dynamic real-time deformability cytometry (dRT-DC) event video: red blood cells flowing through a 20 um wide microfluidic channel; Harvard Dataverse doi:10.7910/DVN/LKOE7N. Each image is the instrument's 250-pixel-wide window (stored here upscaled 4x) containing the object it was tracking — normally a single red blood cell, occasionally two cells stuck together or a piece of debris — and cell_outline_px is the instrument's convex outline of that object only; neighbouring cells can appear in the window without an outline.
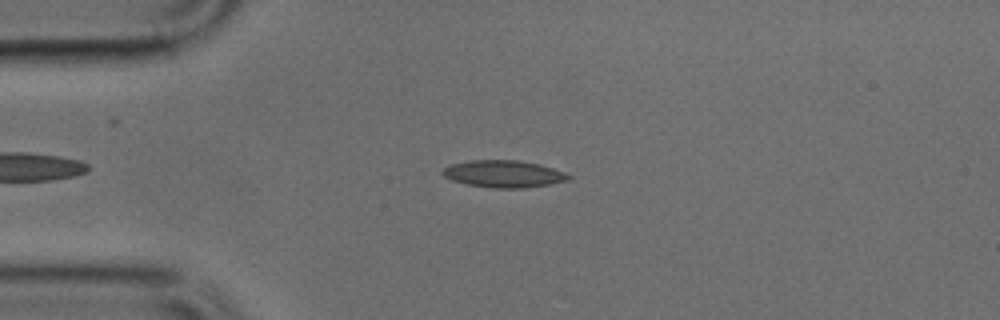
{"species": "common noctule bat (a hibernating species)", "species_latin": "Nyctalus noctula", "temperature_condition": "cold", "stored_images_in_passage": 40, "camera_frame_rate_fps": 3000, "um_per_image_px": 0.085, "animal": {"sex": "male", "body_mass_g": 17.9, "forearm_length_mm": 54.2}, "frame": {"image": 1, "passage_image": 2, "time_ms": 0.333, "image_size_px": [1000, 320], "cell_outline_px": [[572, 176], [568, 180], [548, 184], [524, 188], [492, 188], [468, 184], [452, 180], [444, 176], [440, 172], [444, 168], [452, 164], [468, 160], [516, 160], [540, 164], [564, 172]], "centroid_in_image_um": [42.8, 14.77], "position_along_channel_um": 42.2, "area_um2": 19.77}}
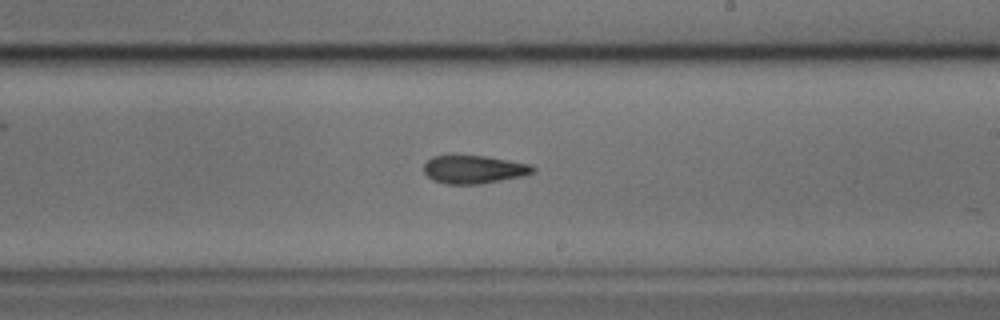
{"frame": {"image": 2, "passage_image": 19, "time_ms": 6.0, "image_size_px": [1000, 320], "cell_outline_px": [[536, 172], [524, 176], [480, 184], [444, 184], [432, 180], [424, 172], [424, 164], [432, 156], [484, 156], [532, 164], [536, 168]], "centroid_in_image_um": [40.32, 14.41], "position_along_channel_um": 248.7, "area_um2": 17.98}}
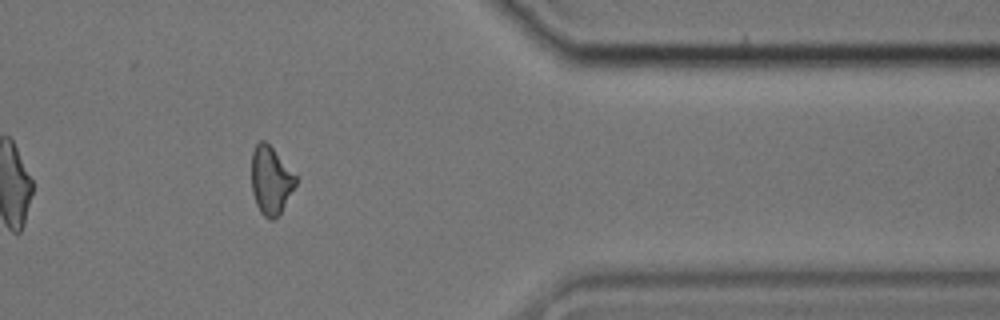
{"frame": {"image": 3, "passage_image": 31, "time_ms": 10.0, "image_size_px": [1000, 320], "cell_outline_px": [[296, 184], [280, 212], [272, 220], [268, 220], [260, 212], [256, 204], [252, 192], [252, 152], [256, 144], [260, 140], [264, 140], [272, 148], [296, 176]], "centroid_in_image_um": [22.99, 15.33], "position_along_channel_um": 388.4, "area_um2": 17.11}}